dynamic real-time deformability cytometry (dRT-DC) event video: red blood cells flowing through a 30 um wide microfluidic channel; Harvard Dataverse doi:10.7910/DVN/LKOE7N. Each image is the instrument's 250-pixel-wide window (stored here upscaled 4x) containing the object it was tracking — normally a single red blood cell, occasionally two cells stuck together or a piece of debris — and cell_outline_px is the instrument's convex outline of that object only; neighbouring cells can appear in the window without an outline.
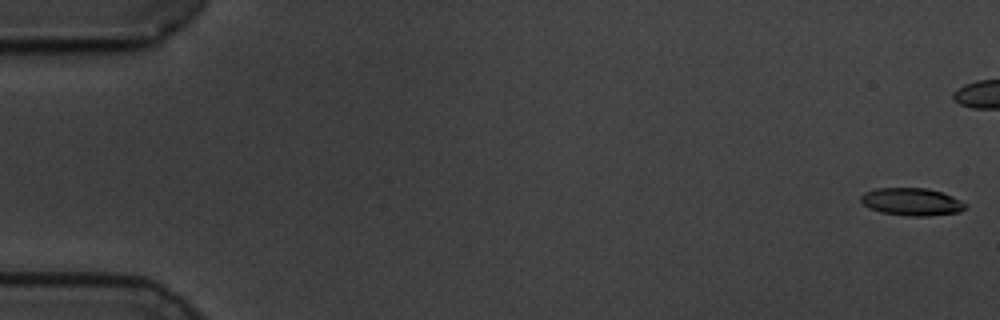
{"species": "common noctule bat (a hibernating species)", "species_latin": "Nyctalus noctula", "temperature_condition": "cold", "stored_images_in_passage": 49, "camera_frame_rate_fps": 3000, "um_per_image_px": 0.085, "animal": {"sex": "male", "body_mass_g": 19.5, "forearm_length_mm": 54.6}, "frame": {"image": 1, "passage_image": 1, "time_ms": 0.0, "image_size_px": [1000, 320], "cell_outline_px": [[968, 204], [960, 212], [928, 216], [904, 216], [880, 212], [868, 208], [860, 200], [860, 196], [864, 192], [876, 188], [928, 188], [952, 196]], "centroid_in_image_um": [77.47, 17.15], "position_along_channel_um": 7.5, "area_um2": 16.94}}
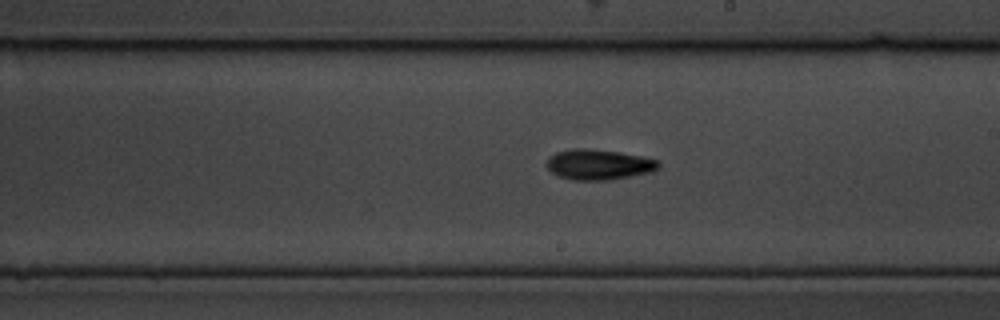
{"frame": {"image": 2, "passage_image": 34, "time_ms": 11.0, "image_size_px": [1000, 320], "cell_outline_px": [[660, 168], [652, 172], [612, 180], [572, 180], [556, 176], [544, 164], [548, 156], [556, 152], [576, 148], [584, 148], [616, 152], [640, 156], [656, 160], [660, 164]], "centroid_in_image_um": [50.84, 14.0], "position_along_channel_um": 238.2, "area_um2": 19.94}}
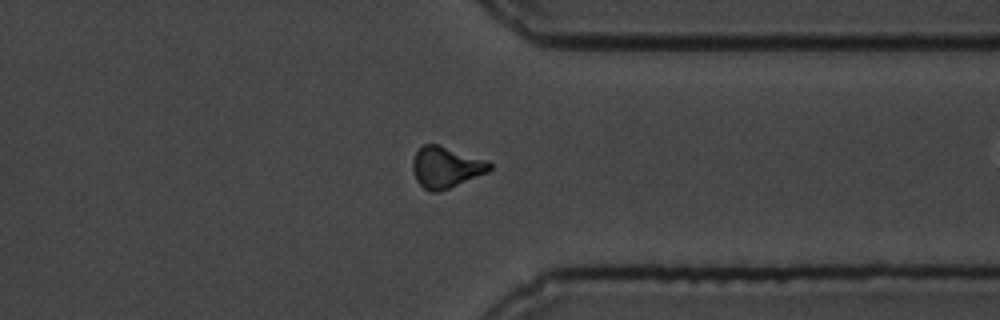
{"frame": {"image": 3, "passage_image": 46, "time_ms": 15.0, "image_size_px": [1000, 320], "cell_outline_px": [[492, 168], [488, 172], [448, 188], [436, 192], [428, 192], [416, 180], [412, 172], [412, 160], [416, 152], [424, 144], [436, 144], [488, 160], [492, 164]], "centroid_in_image_um": [37.89, 14.21], "position_along_channel_um": 373.5, "area_um2": 18.38}}